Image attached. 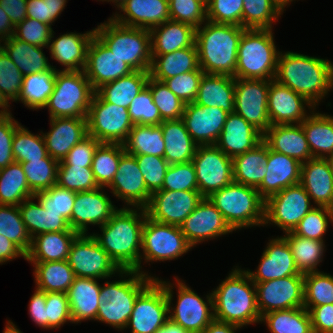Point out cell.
Here are the masks:
<instances>
[{
  "label": "cell",
  "instance_id": "cell-51",
  "mask_svg": "<svg viewBox=\"0 0 333 333\" xmlns=\"http://www.w3.org/2000/svg\"><path fill=\"white\" fill-rule=\"evenodd\" d=\"M284 11L275 0H244L242 27L245 29H273V25Z\"/></svg>",
  "mask_w": 333,
  "mask_h": 333
},
{
  "label": "cell",
  "instance_id": "cell-45",
  "mask_svg": "<svg viewBox=\"0 0 333 333\" xmlns=\"http://www.w3.org/2000/svg\"><path fill=\"white\" fill-rule=\"evenodd\" d=\"M30 263L35 287L46 293H67L76 277L67 260Z\"/></svg>",
  "mask_w": 333,
  "mask_h": 333
},
{
  "label": "cell",
  "instance_id": "cell-59",
  "mask_svg": "<svg viewBox=\"0 0 333 333\" xmlns=\"http://www.w3.org/2000/svg\"><path fill=\"white\" fill-rule=\"evenodd\" d=\"M57 185L75 192L91 191L99 188L92 167L70 166L59 162Z\"/></svg>",
  "mask_w": 333,
  "mask_h": 333
},
{
  "label": "cell",
  "instance_id": "cell-73",
  "mask_svg": "<svg viewBox=\"0 0 333 333\" xmlns=\"http://www.w3.org/2000/svg\"><path fill=\"white\" fill-rule=\"evenodd\" d=\"M304 308L310 313L314 333H333V304Z\"/></svg>",
  "mask_w": 333,
  "mask_h": 333
},
{
  "label": "cell",
  "instance_id": "cell-44",
  "mask_svg": "<svg viewBox=\"0 0 333 333\" xmlns=\"http://www.w3.org/2000/svg\"><path fill=\"white\" fill-rule=\"evenodd\" d=\"M149 71H133L99 87L95 92L107 103L128 108L132 100L146 87Z\"/></svg>",
  "mask_w": 333,
  "mask_h": 333
},
{
  "label": "cell",
  "instance_id": "cell-55",
  "mask_svg": "<svg viewBox=\"0 0 333 333\" xmlns=\"http://www.w3.org/2000/svg\"><path fill=\"white\" fill-rule=\"evenodd\" d=\"M333 304V275L324 271L304 274V307Z\"/></svg>",
  "mask_w": 333,
  "mask_h": 333
},
{
  "label": "cell",
  "instance_id": "cell-25",
  "mask_svg": "<svg viewBox=\"0 0 333 333\" xmlns=\"http://www.w3.org/2000/svg\"><path fill=\"white\" fill-rule=\"evenodd\" d=\"M228 115L221 108L192 102L185 105L181 119L193 141L198 146H206L217 143Z\"/></svg>",
  "mask_w": 333,
  "mask_h": 333
},
{
  "label": "cell",
  "instance_id": "cell-13",
  "mask_svg": "<svg viewBox=\"0 0 333 333\" xmlns=\"http://www.w3.org/2000/svg\"><path fill=\"white\" fill-rule=\"evenodd\" d=\"M299 183L271 195L265 200L264 226L275 225L283 233L293 231L300 220L316 205Z\"/></svg>",
  "mask_w": 333,
  "mask_h": 333
},
{
  "label": "cell",
  "instance_id": "cell-35",
  "mask_svg": "<svg viewBox=\"0 0 333 333\" xmlns=\"http://www.w3.org/2000/svg\"><path fill=\"white\" fill-rule=\"evenodd\" d=\"M77 235L73 229L38 234L31 238L25 260L28 263L67 260L70 246Z\"/></svg>",
  "mask_w": 333,
  "mask_h": 333
},
{
  "label": "cell",
  "instance_id": "cell-58",
  "mask_svg": "<svg viewBox=\"0 0 333 333\" xmlns=\"http://www.w3.org/2000/svg\"><path fill=\"white\" fill-rule=\"evenodd\" d=\"M146 86L150 89L163 121L182 118L186 103L173 94L163 82L149 77Z\"/></svg>",
  "mask_w": 333,
  "mask_h": 333
},
{
  "label": "cell",
  "instance_id": "cell-39",
  "mask_svg": "<svg viewBox=\"0 0 333 333\" xmlns=\"http://www.w3.org/2000/svg\"><path fill=\"white\" fill-rule=\"evenodd\" d=\"M268 146L262 140L253 149L232 158L233 182L258 188L266 172Z\"/></svg>",
  "mask_w": 333,
  "mask_h": 333
},
{
  "label": "cell",
  "instance_id": "cell-75",
  "mask_svg": "<svg viewBox=\"0 0 333 333\" xmlns=\"http://www.w3.org/2000/svg\"><path fill=\"white\" fill-rule=\"evenodd\" d=\"M0 6L14 26L27 18V0H0Z\"/></svg>",
  "mask_w": 333,
  "mask_h": 333
},
{
  "label": "cell",
  "instance_id": "cell-34",
  "mask_svg": "<svg viewBox=\"0 0 333 333\" xmlns=\"http://www.w3.org/2000/svg\"><path fill=\"white\" fill-rule=\"evenodd\" d=\"M99 279L75 277L67 292L73 324L96 321L101 284Z\"/></svg>",
  "mask_w": 333,
  "mask_h": 333
},
{
  "label": "cell",
  "instance_id": "cell-11",
  "mask_svg": "<svg viewBox=\"0 0 333 333\" xmlns=\"http://www.w3.org/2000/svg\"><path fill=\"white\" fill-rule=\"evenodd\" d=\"M192 247L187 242L180 226L163 224L146 216L142 231L140 273L151 276L149 271L142 270V261L150 265L154 262H165L186 254Z\"/></svg>",
  "mask_w": 333,
  "mask_h": 333
},
{
  "label": "cell",
  "instance_id": "cell-69",
  "mask_svg": "<svg viewBox=\"0 0 333 333\" xmlns=\"http://www.w3.org/2000/svg\"><path fill=\"white\" fill-rule=\"evenodd\" d=\"M205 73L202 70L189 71L175 77L165 79L163 83L183 102H194L197 91Z\"/></svg>",
  "mask_w": 333,
  "mask_h": 333
},
{
  "label": "cell",
  "instance_id": "cell-28",
  "mask_svg": "<svg viewBox=\"0 0 333 333\" xmlns=\"http://www.w3.org/2000/svg\"><path fill=\"white\" fill-rule=\"evenodd\" d=\"M54 31L48 45L50 58L58 62L61 71H84L87 51L95 35V29L85 33L66 32L54 39Z\"/></svg>",
  "mask_w": 333,
  "mask_h": 333
},
{
  "label": "cell",
  "instance_id": "cell-17",
  "mask_svg": "<svg viewBox=\"0 0 333 333\" xmlns=\"http://www.w3.org/2000/svg\"><path fill=\"white\" fill-rule=\"evenodd\" d=\"M168 320L164 288L154 279L135 300L126 329H131V333H155Z\"/></svg>",
  "mask_w": 333,
  "mask_h": 333
},
{
  "label": "cell",
  "instance_id": "cell-77",
  "mask_svg": "<svg viewBox=\"0 0 333 333\" xmlns=\"http://www.w3.org/2000/svg\"><path fill=\"white\" fill-rule=\"evenodd\" d=\"M242 327L214 319L202 333H237Z\"/></svg>",
  "mask_w": 333,
  "mask_h": 333
},
{
  "label": "cell",
  "instance_id": "cell-41",
  "mask_svg": "<svg viewBox=\"0 0 333 333\" xmlns=\"http://www.w3.org/2000/svg\"><path fill=\"white\" fill-rule=\"evenodd\" d=\"M0 47L24 76L47 71L51 68L60 71L56 66H53V63L52 65L50 64L48 57H46L43 52L44 47H38L20 41L14 36L1 41Z\"/></svg>",
  "mask_w": 333,
  "mask_h": 333
},
{
  "label": "cell",
  "instance_id": "cell-2",
  "mask_svg": "<svg viewBox=\"0 0 333 333\" xmlns=\"http://www.w3.org/2000/svg\"><path fill=\"white\" fill-rule=\"evenodd\" d=\"M304 96L316 108L333 90V62L297 52H280L275 79Z\"/></svg>",
  "mask_w": 333,
  "mask_h": 333
},
{
  "label": "cell",
  "instance_id": "cell-62",
  "mask_svg": "<svg viewBox=\"0 0 333 333\" xmlns=\"http://www.w3.org/2000/svg\"><path fill=\"white\" fill-rule=\"evenodd\" d=\"M127 109L133 124L153 126L163 122L147 86L132 100Z\"/></svg>",
  "mask_w": 333,
  "mask_h": 333
},
{
  "label": "cell",
  "instance_id": "cell-64",
  "mask_svg": "<svg viewBox=\"0 0 333 333\" xmlns=\"http://www.w3.org/2000/svg\"><path fill=\"white\" fill-rule=\"evenodd\" d=\"M243 3L244 0H206L207 20L242 26Z\"/></svg>",
  "mask_w": 333,
  "mask_h": 333
},
{
  "label": "cell",
  "instance_id": "cell-30",
  "mask_svg": "<svg viewBox=\"0 0 333 333\" xmlns=\"http://www.w3.org/2000/svg\"><path fill=\"white\" fill-rule=\"evenodd\" d=\"M301 165L298 160L268 148L267 172L257 188L259 195L266 200L287 187L299 184Z\"/></svg>",
  "mask_w": 333,
  "mask_h": 333
},
{
  "label": "cell",
  "instance_id": "cell-29",
  "mask_svg": "<svg viewBox=\"0 0 333 333\" xmlns=\"http://www.w3.org/2000/svg\"><path fill=\"white\" fill-rule=\"evenodd\" d=\"M119 11L111 18L130 27L151 30L170 20L169 0H127Z\"/></svg>",
  "mask_w": 333,
  "mask_h": 333
},
{
  "label": "cell",
  "instance_id": "cell-70",
  "mask_svg": "<svg viewBox=\"0 0 333 333\" xmlns=\"http://www.w3.org/2000/svg\"><path fill=\"white\" fill-rule=\"evenodd\" d=\"M68 0H27V18L52 25L60 17ZM53 23V24H52Z\"/></svg>",
  "mask_w": 333,
  "mask_h": 333
},
{
  "label": "cell",
  "instance_id": "cell-79",
  "mask_svg": "<svg viewBox=\"0 0 333 333\" xmlns=\"http://www.w3.org/2000/svg\"><path fill=\"white\" fill-rule=\"evenodd\" d=\"M155 333H189L186 329H183L180 325L175 324L170 319L160 327Z\"/></svg>",
  "mask_w": 333,
  "mask_h": 333
},
{
  "label": "cell",
  "instance_id": "cell-36",
  "mask_svg": "<svg viewBox=\"0 0 333 333\" xmlns=\"http://www.w3.org/2000/svg\"><path fill=\"white\" fill-rule=\"evenodd\" d=\"M152 55H163L195 44L196 29L191 25L169 20L149 30Z\"/></svg>",
  "mask_w": 333,
  "mask_h": 333
},
{
  "label": "cell",
  "instance_id": "cell-16",
  "mask_svg": "<svg viewBox=\"0 0 333 333\" xmlns=\"http://www.w3.org/2000/svg\"><path fill=\"white\" fill-rule=\"evenodd\" d=\"M269 87V80L235 78L234 112L262 134L271 126L268 116Z\"/></svg>",
  "mask_w": 333,
  "mask_h": 333
},
{
  "label": "cell",
  "instance_id": "cell-15",
  "mask_svg": "<svg viewBox=\"0 0 333 333\" xmlns=\"http://www.w3.org/2000/svg\"><path fill=\"white\" fill-rule=\"evenodd\" d=\"M192 163L198 191L203 197H209L233 182L232 158L216 145L197 146Z\"/></svg>",
  "mask_w": 333,
  "mask_h": 333
},
{
  "label": "cell",
  "instance_id": "cell-4",
  "mask_svg": "<svg viewBox=\"0 0 333 333\" xmlns=\"http://www.w3.org/2000/svg\"><path fill=\"white\" fill-rule=\"evenodd\" d=\"M202 25L195 34L200 68L205 74L235 78L238 47L245 28L208 20Z\"/></svg>",
  "mask_w": 333,
  "mask_h": 333
},
{
  "label": "cell",
  "instance_id": "cell-50",
  "mask_svg": "<svg viewBox=\"0 0 333 333\" xmlns=\"http://www.w3.org/2000/svg\"><path fill=\"white\" fill-rule=\"evenodd\" d=\"M260 323L270 333H314L310 313L304 308H293L266 313Z\"/></svg>",
  "mask_w": 333,
  "mask_h": 333
},
{
  "label": "cell",
  "instance_id": "cell-8",
  "mask_svg": "<svg viewBox=\"0 0 333 333\" xmlns=\"http://www.w3.org/2000/svg\"><path fill=\"white\" fill-rule=\"evenodd\" d=\"M208 198L234 232L264 225L265 200L254 187L232 182Z\"/></svg>",
  "mask_w": 333,
  "mask_h": 333
},
{
  "label": "cell",
  "instance_id": "cell-27",
  "mask_svg": "<svg viewBox=\"0 0 333 333\" xmlns=\"http://www.w3.org/2000/svg\"><path fill=\"white\" fill-rule=\"evenodd\" d=\"M50 131L43 134L48 155L62 161L69 151L86 136L88 127L86 118L59 117L50 118Z\"/></svg>",
  "mask_w": 333,
  "mask_h": 333
},
{
  "label": "cell",
  "instance_id": "cell-9",
  "mask_svg": "<svg viewBox=\"0 0 333 333\" xmlns=\"http://www.w3.org/2000/svg\"><path fill=\"white\" fill-rule=\"evenodd\" d=\"M164 288L168 302L169 319L180 325L189 333H202L214 320V307L212 292L207 293L205 299L199 296L178 276L174 277L175 283L155 278ZM177 291L175 306L173 304V289Z\"/></svg>",
  "mask_w": 333,
  "mask_h": 333
},
{
  "label": "cell",
  "instance_id": "cell-37",
  "mask_svg": "<svg viewBox=\"0 0 333 333\" xmlns=\"http://www.w3.org/2000/svg\"><path fill=\"white\" fill-rule=\"evenodd\" d=\"M235 78L229 75L204 74L194 103L200 106L218 107L234 112Z\"/></svg>",
  "mask_w": 333,
  "mask_h": 333
},
{
  "label": "cell",
  "instance_id": "cell-48",
  "mask_svg": "<svg viewBox=\"0 0 333 333\" xmlns=\"http://www.w3.org/2000/svg\"><path fill=\"white\" fill-rule=\"evenodd\" d=\"M125 152L132 155L164 157L165 142L160 125L134 124L123 143Z\"/></svg>",
  "mask_w": 333,
  "mask_h": 333
},
{
  "label": "cell",
  "instance_id": "cell-14",
  "mask_svg": "<svg viewBox=\"0 0 333 333\" xmlns=\"http://www.w3.org/2000/svg\"><path fill=\"white\" fill-rule=\"evenodd\" d=\"M67 262L76 277L99 281L116 277L121 271L91 234H78L75 237Z\"/></svg>",
  "mask_w": 333,
  "mask_h": 333
},
{
  "label": "cell",
  "instance_id": "cell-21",
  "mask_svg": "<svg viewBox=\"0 0 333 333\" xmlns=\"http://www.w3.org/2000/svg\"><path fill=\"white\" fill-rule=\"evenodd\" d=\"M105 187L91 191L76 192L72 214L71 229L78 234H89V226H103L118 209L113 204Z\"/></svg>",
  "mask_w": 333,
  "mask_h": 333
},
{
  "label": "cell",
  "instance_id": "cell-26",
  "mask_svg": "<svg viewBox=\"0 0 333 333\" xmlns=\"http://www.w3.org/2000/svg\"><path fill=\"white\" fill-rule=\"evenodd\" d=\"M268 241L256 271L246 270L253 283L302 274L296 268L290 247L282 236Z\"/></svg>",
  "mask_w": 333,
  "mask_h": 333
},
{
  "label": "cell",
  "instance_id": "cell-72",
  "mask_svg": "<svg viewBox=\"0 0 333 333\" xmlns=\"http://www.w3.org/2000/svg\"><path fill=\"white\" fill-rule=\"evenodd\" d=\"M100 142L88 135L77 143L63 161L70 166L92 167L94 152Z\"/></svg>",
  "mask_w": 333,
  "mask_h": 333
},
{
  "label": "cell",
  "instance_id": "cell-65",
  "mask_svg": "<svg viewBox=\"0 0 333 333\" xmlns=\"http://www.w3.org/2000/svg\"><path fill=\"white\" fill-rule=\"evenodd\" d=\"M144 177L148 191L153 194L162 190L164 178L169 167L164 157L152 155H134Z\"/></svg>",
  "mask_w": 333,
  "mask_h": 333
},
{
  "label": "cell",
  "instance_id": "cell-56",
  "mask_svg": "<svg viewBox=\"0 0 333 333\" xmlns=\"http://www.w3.org/2000/svg\"><path fill=\"white\" fill-rule=\"evenodd\" d=\"M0 234L15 243L25 254L31 245L18 206L0 205Z\"/></svg>",
  "mask_w": 333,
  "mask_h": 333
},
{
  "label": "cell",
  "instance_id": "cell-19",
  "mask_svg": "<svg viewBox=\"0 0 333 333\" xmlns=\"http://www.w3.org/2000/svg\"><path fill=\"white\" fill-rule=\"evenodd\" d=\"M202 199L199 191L158 190L151 195L145 211L153 221L180 226Z\"/></svg>",
  "mask_w": 333,
  "mask_h": 333
},
{
  "label": "cell",
  "instance_id": "cell-76",
  "mask_svg": "<svg viewBox=\"0 0 333 333\" xmlns=\"http://www.w3.org/2000/svg\"><path fill=\"white\" fill-rule=\"evenodd\" d=\"M21 257L25 259V253L15 243L0 234V265Z\"/></svg>",
  "mask_w": 333,
  "mask_h": 333
},
{
  "label": "cell",
  "instance_id": "cell-60",
  "mask_svg": "<svg viewBox=\"0 0 333 333\" xmlns=\"http://www.w3.org/2000/svg\"><path fill=\"white\" fill-rule=\"evenodd\" d=\"M76 192L59 187L57 184L45 191L34 194L40 204L49 212L62 214L69 221L71 227V214Z\"/></svg>",
  "mask_w": 333,
  "mask_h": 333
},
{
  "label": "cell",
  "instance_id": "cell-5",
  "mask_svg": "<svg viewBox=\"0 0 333 333\" xmlns=\"http://www.w3.org/2000/svg\"><path fill=\"white\" fill-rule=\"evenodd\" d=\"M119 280L101 284L96 321L118 331L127 327L138 295L156 278L135 270H121Z\"/></svg>",
  "mask_w": 333,
  "mask_h": 333
},
{
  "label": "cell",
  "instance_id": "cell-3",
  "mask_svg": "<svg viewBox=\"0 0 333 333\" xmlns=\"http://www.w3.org/2000/svg\"><path fill=\"white\" fill-rule=\"evenodd\" d=\"M211 292L214 319L242 328L260 324L256 287L246 269L243 270L238 265L233 266L228 276Z\"/></svg>",
  "mask_w": 333,
  "mask_h": 333
},
{
  "label": "cell",
  "instance_id": "cell-6",
  "mask_svg": "<svg viewBox=\"0 0 333 333\" xmlns=\"http://www.w3.org/2000/svg\"><path fill=\"white\" fill-rule=\"evenodd\" d=\"M273 29H245L239 42L235 78L274 80L278 56Z\"/></svg>",
  "mask_w": 333,
  "mask_h": 333
},
{
  "label": "cell",
  "instance_id": "cell-22",
  "mask_svg": "<svg viewBox=\"0 0 333 333\" xmlns=\"http://www.w3.org/2000/svg\"><path fill=\"white\" fill-rule=\"evenodd\" d=\"M106 188L125 203L123 207L145 208L152 195L146 187L135 156L127 152L121 156L117 172Z\"/></svg>",
  "mask_w": 333,
  "mask_h": 333
},
{
  "label": "cell",
  "instance_id": "cell-71",
  "mask_svg": "<svg viewBox=\"0 0 333 333\" xmlns=\"http://www.w3.org/2000/svg\"><path fill=\"white\" fill-rule=\"evenodd\" d=\"M12 113L0 114V169L14 162L12 140L20 125Z\"/></svg>",
  "mask_w": 333,
  "mask_h": 333
},
{
  "label": "cell",
  "instance_id": "cell-52",
  "mask_svg": "<svg viewBox=\"0 0 333 333\" xmlns=\"http://www.w3.org/2000/svg\"><path fill=\"white\" fill-rule=\"evenodd\" d=\"M125 153L123 144L100 143L94 152L92 171L100 187H107L117 172L121 156Z\"/></svg>",
  "mask_w": 333,
  "mask_h": 333
},
{
  "label": "cell",
  "instance_id": "cell-43",
  "mask_svg": "<svg viewBox=\"0 0 333 333\" xmlns=\"http://www.w3.org/2000/svg\"><path fill=\"white\" fill-rule=\"evenodd\" d=\"M301 125L312 157L325 159L333 150V116L315 107Z\"/></svg>",
  "mask_w": 333,
  "mask_h": 333
},
{
  "label": "cell",
  "instance_id": "cell-7",
  "mask_svg": "<svg viewBox=\"0 0 333 333\" xmlns=\"http://www.w3.org/2000/svg\"><path fill=\"white\" fill-rule=\"evenodd\" d=\"M95 35L134 71H149L151 36L147 29L117 23L111 17L97 25Z\"/></svg>",
  "mask_w": 333,
  "mask_h": 333
},
{
  "label": "cell",
  "instance_id": "cell-66",
  "mask_svg": "<svg viewBox=\"0 0 333 333\" xmlns=\"http://www.w3.org/2000/svg\"><path fill=\"white\" fill-rule=\"evenodd\" d=\"M162 190L198 191L197 176L192 161L169 165Z\"/></svg>",
  "mask_w": 333,
  "mask_h": 333
},
{
  "label": "cell",
  "instance_id": "cell-57",
  "mask_svg": "<svg viewBox=\"0 0 333 333\" xmlns=\"http://www.w3.org/2000/svg\"><path fill=\"white\" fill-rule=\"evenodd\" d=\"M333 224V209L326 206H315L309 211L293 229V233L300 237L325 241L324 235L328 227Z\"/></svg>",
  "mask_w": 333,
  "mask_h": 333
},
{
  "label": "cell",
  "instance_id": "cell-32",
  "mask_svg": "<svg viewBox=\"0 0 333 333\" xmlns=\"http://www.w3.org/2000/svg\"><path fill=\"white\" fill-rule=\"evenodd\" d=\"M263 141L269 149L292 157L300 163L313 158L301 124L270 126L263 134Z\"/></svg>",
  "mask_w": 333,
  "mask_h": 333
},
{
  "label": "cell",
  "instance_id": "cell-20",
  "mask_svg": "<svg viewBox=\"0 0 333 333\" xmlns=\"http://www.w3.org/2000/svg\"><path fill=\"white\" fill-rule=\"evenodd\" d=\"M180 229L192 248L234 231L208 197H203L180 225Z\"/></svg>",
  "mask_w": 333,
  "mask_h": 333
},
{
  "label": "cell",
  "instance_id": "cell-42",
  "mask_svg": "<svg viewBox=\"0 0 333 333\" xmlns=\"http://www.w3.org/2000/svg\"><path fill=\"white\" fill-rule=\"evenodd\" d=\"M18 208L31 238L45 232L71 229L69 221L62 214L47 211L34 197L24 200Z\"/></svg>",
  "mask_w": 333,
  "mask_h": 333
},
{
  "label": "cell",
  "instance_id": "cell-67",
  "mask_svg": "<svg viewBox=\"0 0 333 333\" xmlns=\"http://www.w3.org/2000/svg\"><path fill=\"white\" fill-rule=\"evenodd\" d=\"M72 323L67 293H46V330H57Z\"/></svg>",
  "mask_w": 333,
  "mask_h": 333
},
{
  "label": "cell",
  "instance_id": "cell-63",
  "mask_svg": "<svg viewBox=\"0 0 333 333\" xmlns=\"http://www.w3.org/2000/svg\"><path fill=\"white\" fill-rule=\"evenodd\" d=\"M24 75L0 47V92L9 103L18 100Z\"/></svg>",
  "mask_w": 333,
  "mask_h": 333
},
{
  "label": "cell",
  "instance_id": "cell-61",
  "mask_svg": "<svg viewBox=\"0 0 333 333\" xmlns=\"http://www.w3.org/2000/svg\"><path fill=\"white\" fill-rule=\"evenodd\" d=\"M169 14L170 20L197 29L207 21L206 0H169Z\"/></svg>",
  "mask_w": 333,
  "mask_h": 333
},
{
  "label": "cell",
  "instance_id": "cell-54",
  "mask_svg": "<svg viewBox=\"0 0 333 333\" xmlns=\"http://www.w3.org/2000/svg\"><path fill=\"white\" fill-rule=\"evenodd\" d=\"M30 190L35 194L57 184L59 161L49 155L44 159L21 162Z\"/></svg>",
  "mask_w": 333,
  "mask_h": 333
},
{
  "label": "cell",
  "instance_id": "cell-10",
  "mask_svg": "<svg viewBox=\"0 0 333 333\" xmlns=\"http://www.w3.org/2000/svg\"><path fill=\"white\" fill-rule=\"evenodd\" d=\"M95 91L84 71H57L52 94L44 108L49 118H86Z\"/></svg>",
  "mask_w": 333,
  "mask_h": 333
},
{
  "label": "cell",
  "instance_id": "cell-80",
  "mask_svg": "<svg viewBox=\"0 0 333 333\" xmlns=\"http://www.w3.org/2000/svg\"><path fill=\"white\" fill-rule=\"evenodd\" d=\"M3 333H22V331L11 320H7Z\"/></svg>",
  "mask_w": 333,
  "mask_h": 333
},
{
  "label": "cell",
  "instance_id": "cell-1",
  "mask_svg": "<svg viewBox=\"0 0 333 333\" xmlns=\"http://www.w3.org/2000/svg\"><path fill=\"white\" fill-rule=\"evenodd\" d=\"M147 214L145 208L121 207L100 228L91 233L120 270L140 272L142 231Z\"/></svg>",
  "mask_w": 333,
  "mask_h": 333
},
{
  "label": "cell",
  "instance_id": "cell-49",
  "mask_svg": "<svg viewBox=\"0 0 333 333\" xmlns=\"http://www.w3.org/2000/svg\"><path fill=\"white\" fill-rule=\"evenodd\" d=\"M34 197L20 162H12L0 169V205L19 206Z\"/></svg>",
  "mask_w": 333,
  "mask_h": 333
},
{
  "label": "cell",
  "instance_id": "cell-33",
  "mask_svg": "<svg viewBox=\"0 0 333 333\" xmlns=\"http://www.w3.org/2000/svg\"><path fill=\"white\" fill-rule=\"evenodd\" d=\"M300 184L312 203L333 209V174L325 159L312 158L302 163Z\"/></svg>",
  "mask_w": 333,
  "mask_h": 333
},
{
  "label": "cell",
  "instance_id": "cell-24",
  "mask_svg": "<svg viewBox=\"0 0 333 333\" xmlns=\"http://www.w3.org/2000/svg\"><path fill=\"white\" fill-rule=\"evenodd\" d=\"M134 70L94 35L91 40L84 68L94 91L102 85L131 74Z\"/></svg>",
  "mask_w": 333,
  "mask_h": 333
},
{
  "label": "cell",
  "instance_id": "cell-38",
  "mask_svg": "<svg viewBox=\"0 0 333 333\" xmlns=\"http://www.w3.org/2000/svg\"><path fill=\"white\" fill-rule=\"evenodd\" d=\"M160 126L165 142L164 158L168 164L191 162L198 145L188 133L183 120H165Z\"/></svg>",
  "mask_w": 333,
  "mask_h": 333
},
{
  "label": "cell",
  "instance_id": "cell-31",
  "mask_svg": "<svg viewBox=\"0 0 333 333\" xmlns=\"http://www.w3.org/2000/svg\"><path fill=\"white\" fill-rule=\"evenodd\" d=\"M263 140V134L242 116L229 113L221 135L215 144L223 153L233 158L253 149Z\"/></svg>",
  "mask_w": 333,
  "mask_h": 333
},
{
  "label": "cell",
  "instance_id": "cell-53",
  "mask_svg": "<svg viewBox=\"0 0 333 333\" xmlns=\"http://www.w3.org/2000/svg\"><path fill=\"white\" fill-rule=\"evenodd\" d=\"M13 157L16 162H30L44 159L48 156L42 131L33 134L23 125H19L13 136Z\"/></svg>",
  "mask_w": 333,
  "mask_h": 333
},
{
  "label": "cell",
  "instance_id": "cell-40",
  "mask_svg": "<svg viewBox=\"0 0 333 333\" xmlns=\"http://www.w3.org/2000/svg\"><path fill=\"white\" fill-rule=\"evenodd\" d=\"M202 70L199 66L197 47L177 50L163 55H152L149 70L150 77L163 82L165 79L175 77L189 71Z\"/></svg>",
  "mask_w": 333,
  "mask_h": 333
},
{
  "label": "cell",
  "instance_id": "cell-78",
  "mask_svg": "<svg viewBox=\"0 0 333 333\" xmlns=\"http://www.w3.org/2000/svg\"><path fill=\"white\" fill-rule=\"evenodd\" d=\"M15 26L0 6V42L14 36Z\"/></svg>",
  "mask_w": 333,
  "mask_h": 333
},
{
  "label": "cell",
  "instance_id": "cell-47",
  "mask_svg": "<svg viewBox=\"0 0 333 333\" xmlns=\"http://www.w3.org/2000/svg\"><path fill=\"white\" fill-rule=\"evenodd\" d=\"M290 247L298 271L302 274L320 271V262L324 261L325 241L300 237L292 231L282 236Z\"/></svg>",
  "mask_w": 333,
  "mask_h": 333
},
{
  "label": "cell",
  "instance_id": "cell-46",
  "mask_svg": "<svg viewBox=\"0 0 333 333\" xmlns=\"http://www.w3.org/2000/svg\"><path fill=\"white\" fill-rule=\"evenodd\" d=\"M57 71L51 68L47 71L25 75L17 101L33 111L44 109L53 92Z\"/></svg>",
  "mask_w": 333,
  "mask_h": 333
},
{
  "label": "cell",
  "instance_id": "cell-18",
  "mask_svg": "<svg viewBox=\"0 0 333 333\" xmlns=\"http://www.w3.org/2000/svg\"><path fill=\"white\" fill-rule=\"evenodd\" d=\"M260 315L304 307V274L254 283Z\"/></svg>",
  "mask_w": 333,
  "mask_h": 333
},
{
  "label": "cell",
  "instance_id": "cell-74",
  "mask_svg": "<svg viewBox=\"0 0 333 333\" xmlns=\"http://www.w3.org/2000/svg\"><path fill=\"white\" fill-rule=\"evenodd\" d=\"M28 306V314L32 321L37 326L46 329V292L35 287Z\"/></svg>",
  "mask_w": 333,
  "mask_h": 333
},
{
  "label": "cell",
  "instance_id": "cell-12",
  "mask_svg": "<svg viewBox=\"0 0 333 333\" xmlns=\"http://www.w3.org/2000/svg\"><path fill=\"white\" fill-rule=\"evenodd\" d=\"M86 119L88 135L100 143L123 144L134 126L127 108L105 102L96 92Z\"/></svg>",
  "mask_w": 333,
  "mask_h": 333
},
{
  "label": "cell",
  "instance_id": "cell-68",
  "mask_svg": "<svg viewBox=\"0 0 333 333\" xmlns=\"http://www.w3.org/2000/svg\"><path fill=\"white\" fill-rule=\"evenodd\" d=\"M53 28L38 20L26 18L15 26L14 37L31 45L48 49Z\"/></svg>",
  "mask_w": 333,
  "mask_h": 333
},
{
  "label": "cell",
  "instance_id": "cell-23",
  "mask_svg": "<svg viewBox=\"0 0 333 333\" xmlns=\"http://www.w3.org/2000/svg\"><path fill=\"white\" fill-rule=\"evenodd\" d=\"M314 108L304 96L276 80H270L268 116L271 126L301 124Z\"/></svg>",
  "mask_w": 333,
  "mask_h": 333
}]
</instances>
